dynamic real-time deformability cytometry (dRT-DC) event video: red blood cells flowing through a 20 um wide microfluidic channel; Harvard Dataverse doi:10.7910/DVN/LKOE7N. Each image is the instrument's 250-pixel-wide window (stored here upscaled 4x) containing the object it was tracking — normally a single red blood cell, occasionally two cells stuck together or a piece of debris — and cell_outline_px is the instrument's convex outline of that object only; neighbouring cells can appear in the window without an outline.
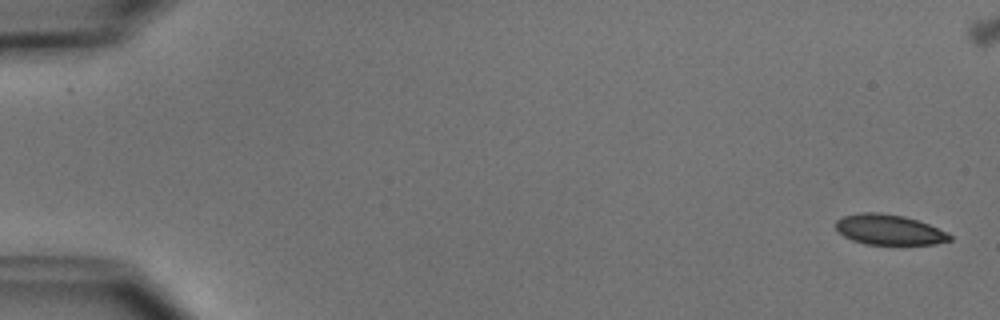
{"species": "common noctule bat (a hibernating species)", "species_latin": "Nyctalus noctula", "temperature_condition": "cold", "stored_images_in_passage": 6, "camera_frame_rate_fps": 3000, "um_per_image_px": 0.085, "animal": {"sex": "male", "body_mass_g": 15.6}, "frame": {"image": 1, "passage_image": 1, "time_ms": 0.0, "image_size_px": [1000, 320], "cell_outline_px": [[952, 240], [936, 244], [864, 244], [852, 240], [844, 236], [836, 228], [836, 220], [844, 216], [860, 212], [880, 212], [904, 216], [928, 224], [948, 232], [952, 236]], "centroid_in_image_um": [75.59, 19.52], "position_along_channel_um": 9.4, "area_um2": 20.11}}